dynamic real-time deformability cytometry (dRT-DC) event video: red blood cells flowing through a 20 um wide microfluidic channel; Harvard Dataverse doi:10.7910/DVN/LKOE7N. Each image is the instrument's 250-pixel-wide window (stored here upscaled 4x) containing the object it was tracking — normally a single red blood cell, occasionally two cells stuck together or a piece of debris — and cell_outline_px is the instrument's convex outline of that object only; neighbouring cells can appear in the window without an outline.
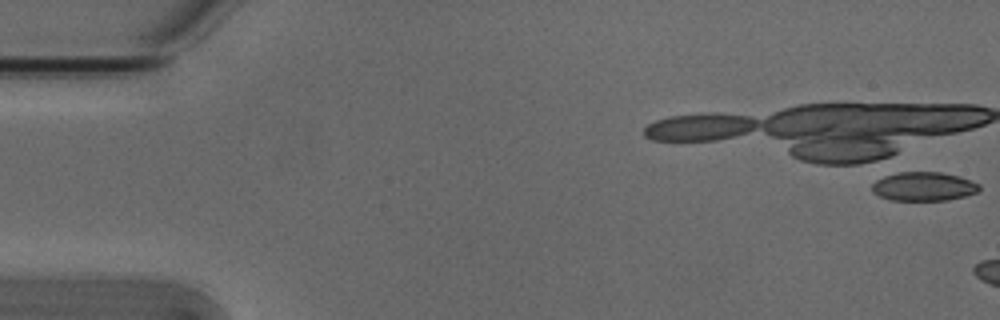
{"species": "Egyptian fruit bat (a non-hibernating species)", "species_latin": "Rousettus aegyptiacus", "temperature_condition": "cold", "stored_images_in_passage": 9, "camera_frame_rate_fps": 3000, "um_per_image_px": 0.085, "animal": {"sex": "male"}, "frame": {"image": 1, "passage_image": 1, "time_ms": 0.0, "image_size_px": [1000, 320], "cell_outline_px": [[980, 188], [976, 192], [964, 196], [948, 200], [892, 200], [880, 196], [872, 192], [872, 184], [876, 180], [892, 172], [940, 172], [960, 176], [980, 184]], "centroid_in_image_um": [78.49, 15.84], "position_along_channel_um": 6.5, "area_um2": 18.09}}